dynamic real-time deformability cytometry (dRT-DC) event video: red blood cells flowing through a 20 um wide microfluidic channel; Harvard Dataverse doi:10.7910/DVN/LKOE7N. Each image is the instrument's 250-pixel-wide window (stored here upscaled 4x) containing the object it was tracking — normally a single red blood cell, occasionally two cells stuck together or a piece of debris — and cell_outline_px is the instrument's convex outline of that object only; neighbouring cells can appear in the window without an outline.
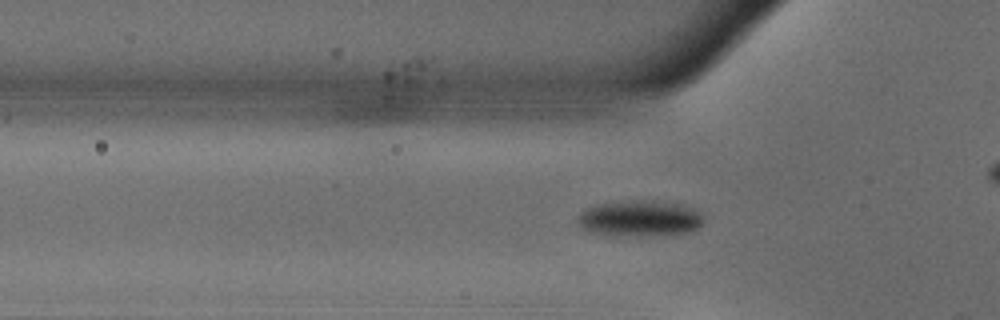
{"species": "common noctule bat (a hibernating species)", "species_latin": "Nyctalus noctula", "temperature_condition": "warm", "stored_images_in_passage": 40, "camera_frame_rate_fps": 3000, "um_per_image_px": 0.085, "animal": {"sex": "male", "body_mass_g": 18.8}, "frame": {"image": 1, "passage_image": 12, "time_ms": 3.667, "image_size_px": [1000, 320], "cell_outline_px": [[704, 220], [696, 228], [688, 232], [616, 236], [592, 232], [580, 228], [576, 220], [580, 212], [588, 208], [604, 204], [644, 200], [680, 204], [692, 208], [700, 212]], "centroid_in_image_um": [54.35, 18.57], "position_along_channel_um": 71.5, "area_um2": 25.61}}
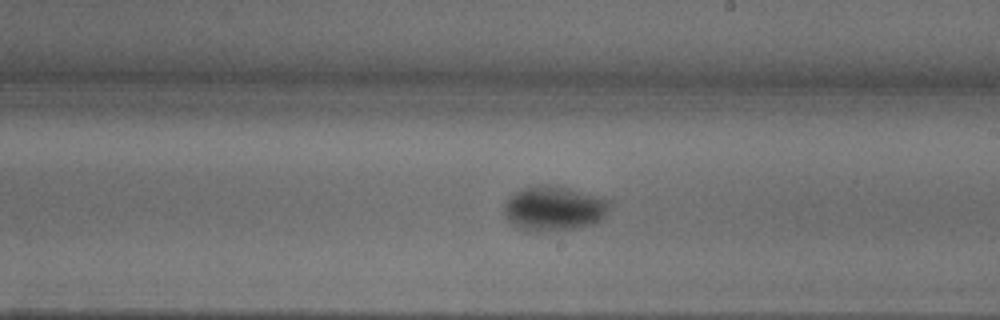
{"frame": {"image": 2, "passage_image": 26, "time_ms": 8.333, "image_size_px": [1000, 320], "cell_outline_px": [[612, 204], [608, 212], [600, 220], [592, 224], [576, 228], [532, 232], [516, 228], [504, 216], [504, 204], [516, 192], [524, 188], [544, 184], [564, 188], [612, 200]], "centroid_in_image_um": [47.08, 17.74], "position_along_channel_um": 241.9, "area_um2": 27.22}}
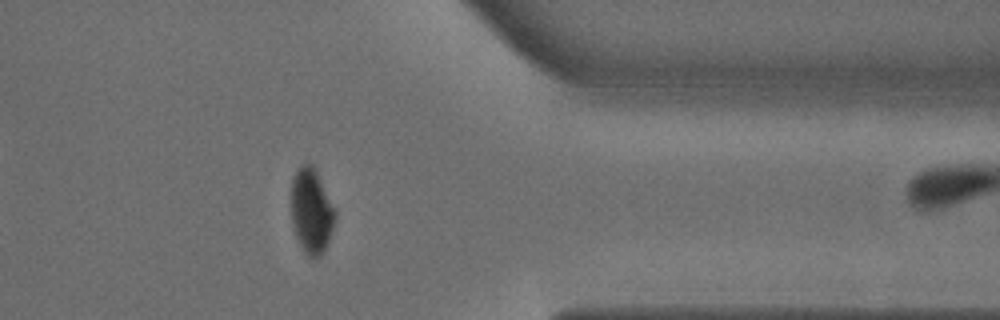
{"frame": {"image": 3, "passage_image": 39, "time_ms": 12.667, "image_size_px": [1000, 320], "cell_outline_px": [[336, 216], [328, 244], [320, 256], [316, 260], [312, 260], [304, 252], [296, 236], [292, 224], [292, 176], [300, 164], [312, 164], [336, 212]], "centroid_in_image_um": [26.46, 17.98], "position_along_channel_um": 384.9, "area_um2": 21.62}}